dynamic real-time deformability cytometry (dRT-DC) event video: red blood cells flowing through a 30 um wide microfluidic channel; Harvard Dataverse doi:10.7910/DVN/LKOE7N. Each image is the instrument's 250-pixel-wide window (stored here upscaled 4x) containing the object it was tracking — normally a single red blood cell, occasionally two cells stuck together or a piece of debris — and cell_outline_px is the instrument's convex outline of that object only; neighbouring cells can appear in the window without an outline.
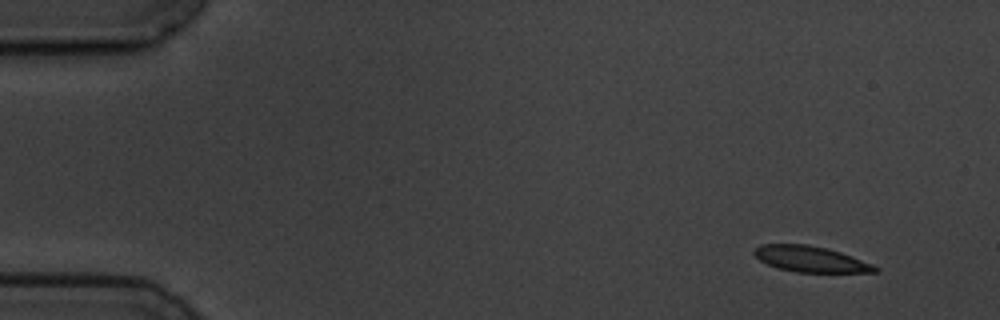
{"species": "common noctule bat (a hibernating species)", "species_latin": "Nyctalus noctula", "temperature_condition": "cold", "stored_images_in_passage": 9, "camera_frame_rate_fps": 3000, "um_per_image_px": 0.085, "animal": {"sex": "male", "body_mass_g": 19.5, "forearm_length_mm": 54.6}, "frame": {"image": 1, "passage_image": 1, "time_ms": 0.0, "image_size_px": [1000, 320], "cell_outline_px": [[880, 272], [796, 272], [776, 268], [760, 260], [752, 252], [760, 244], [804, 244], [824, 248], [840, 252], [852, 256], [872, 264], [880, 268]], "centroid_in_image_um": [68.9, 22.03], "position_along_channel_um": 16.1, "area_um2": 18.09}}
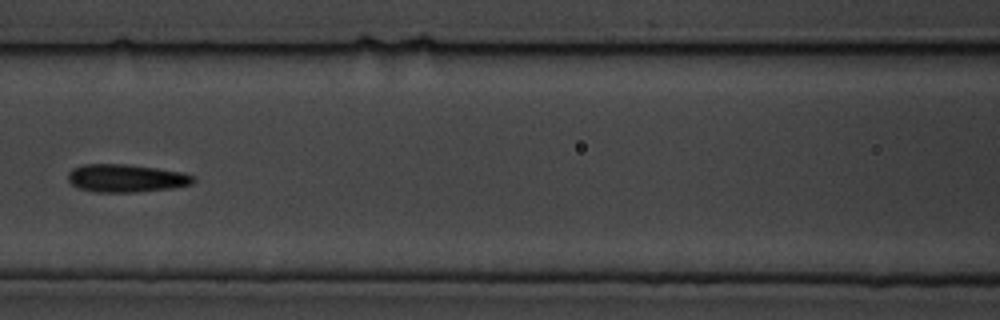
{"frame": {"image": 2, "passage_image": 7, "time_ms": 7.0, "image_size_px": [1000, 320], "cell_outline_px": [[196, 180], [192, 184], [172, 188], [136, 192], [96, 192], [80, 188], [72, 184], [68, 180], [68, 172], [72, 168], [84, 164], [128, 164], [156, 168], [180, 172], [196, 176]], "centroid_in_image_um": [10.73, 15.14], "position_along_channel_um": 155.9, "area_um2": 20.4}}
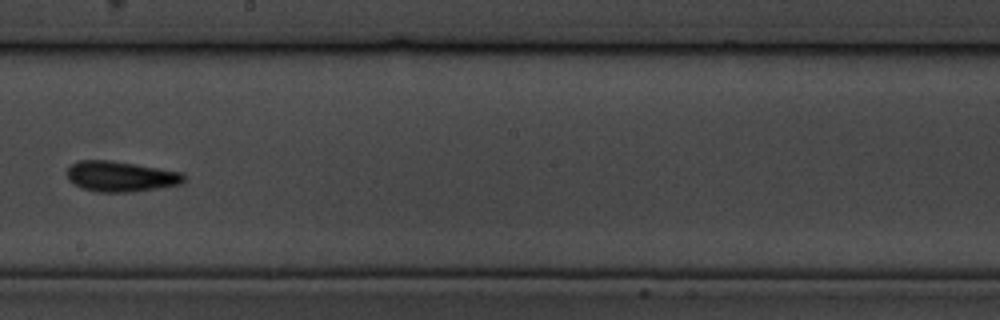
{"frame": {"image": 3, "passage_image": 9, "time_ms": 9.333, "image_size_px": [1000, 320], "cell_outline_px": [[188, 176], [180, 184], [160, 188], [132, 192], [96, 192], [80, 188], [68, 180], [64, 172], [76, 160], [108, 160], [136, 164], [184, 172]], "centroid_in_image_um": [10.25, 15.0], "position_along_channel_um": 238.0, "area_um2": 21.21}}